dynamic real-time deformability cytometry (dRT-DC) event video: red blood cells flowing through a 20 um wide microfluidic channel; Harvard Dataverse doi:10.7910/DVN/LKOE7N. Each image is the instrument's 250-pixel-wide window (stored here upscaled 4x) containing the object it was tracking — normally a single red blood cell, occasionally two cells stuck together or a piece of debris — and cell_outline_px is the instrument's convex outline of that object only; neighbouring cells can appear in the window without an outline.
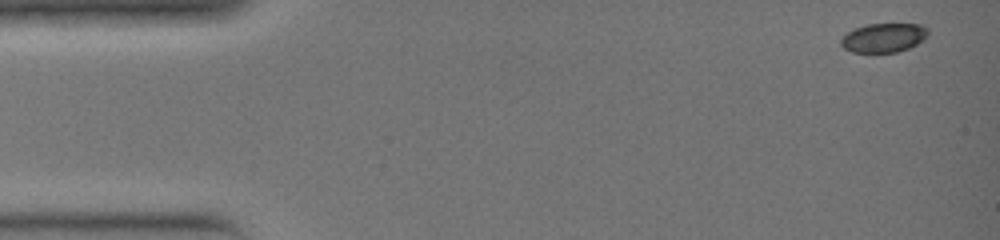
{"species": "common noctule bat (a hibernating species)", "species_latin": "Nyctalus noctula", "temperature_condition": "warm", "stored_images_in_passage": 33, "camera_frame_rate_fps": 3000, "um_per_image_px": 0.085, "animal": {"sex": "female", "body_mass_g": 19.0, "forearm_length_mm": 51.5}, "frame": {"image": 1, "passage_image": 1, "time_ms": 0.0, "image_size_px": [1000, 240], "cell_outline_px": [[928, 36], [924, 40], [908, 48], [896, 52], [852, 52], [844, 48], [840, 44], [840, 40], [848, 32], [856, 28], [868, 24], [920, 24], [928, 28]], "centroid_in_image_um": [75.13, 3.2], "position_along_channel_um": 9.9, "area_um2": 14.68}}
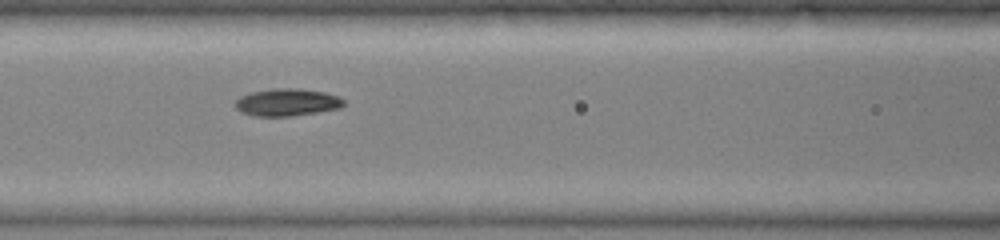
{"frame": {"image": 2, "passage_image": 15, "time_ms": 4.667, "image_size_px": [1000, 240], "cell_outline_px": [[344, 104], [340, 108], [316, 112], [288, 116], [252, 116], [240, 112], [236, 108], [236, 100], [240, 96], [252, 92], [276, 88], [296, 88], [324, 92], [340, 96], [344, 100]], "centroid_in_image_um": [24.39, 8.69], "position_along_channel_um": 142.2, "area_um2": 17.22}}
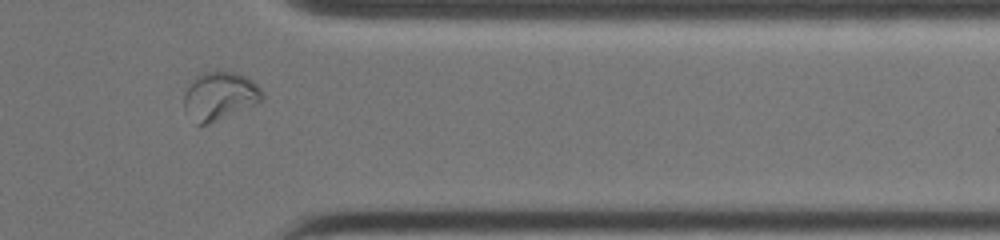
{"frame": {"image": 3, "passage_image": 29, "time_ms": 9.333, "image_size_px": [1000, 240], "cell_outline_px": [[264, 100], [256, 104], [208, 124], [196, 124], [184, 108], [184, 96], [188, 88], [196, 76], [200, 72], [216, 68], [236, 72], [248, 76], [260, 88], [264, 96]], "centroid_in_image_um": [18.7, 8.1], "position_along_channel_um": 392.7, "area_um2": 22.31}}